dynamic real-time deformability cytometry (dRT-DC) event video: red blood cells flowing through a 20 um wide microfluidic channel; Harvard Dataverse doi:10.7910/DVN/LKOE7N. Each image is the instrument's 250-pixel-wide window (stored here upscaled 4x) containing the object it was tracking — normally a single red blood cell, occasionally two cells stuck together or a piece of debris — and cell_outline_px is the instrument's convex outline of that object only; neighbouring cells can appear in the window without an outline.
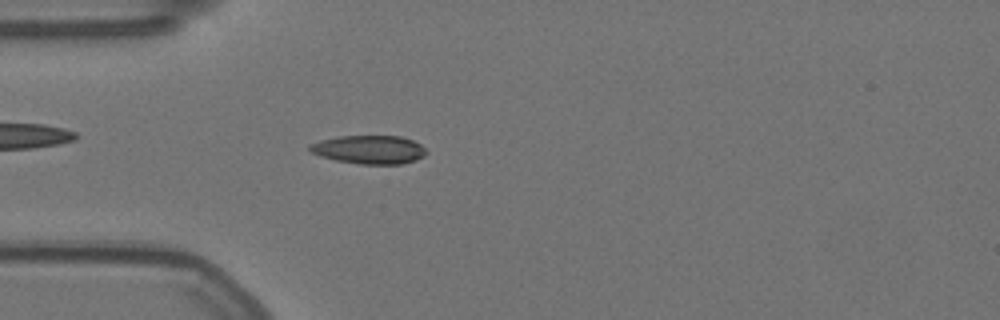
{"species": "Egyptian fruit bat (a non-hibernating species)", "species_latin": "Rousettus aegyptiacus", "temperature_condition": "warm", "stored_images_in_passage": 54, "camera_frame_rate_fps": 3000, "um_per_image_px": 0.085, "animal": {"sex": "female"}, "frame": {"image": 1, "passage_image": 13, "time_ms": 4.0, "image_size_px": [1000, 320], "cell_outline_px": [[428, 152], [424, 156], [416, 160], [400, 164], [360, 164], [336, 160], [320, 156], [312, 152], [308, 148], [308, 144], [320, 140], [340, 136], [400, 136], [412, 140], [420, 144]], "centroid_in_image_um": [31.38, 12.71], "position_along_channel_um": 53.6, "area_um2": 19.36}}
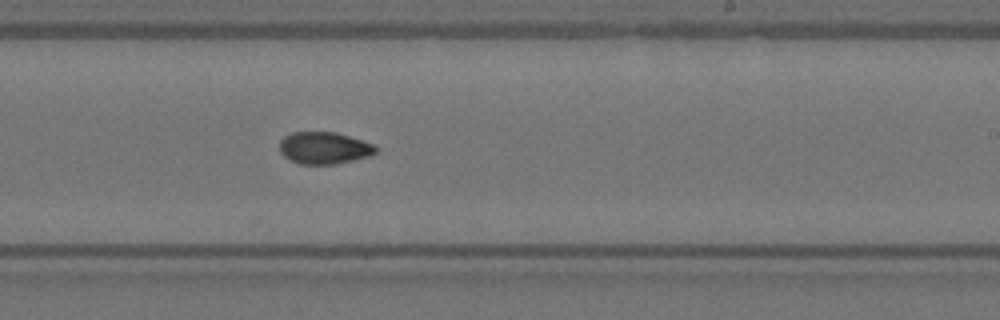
{"frame": {"image": 2, "passage_image": 31, "time_ms": 10.0, "image_size_px": [1000, 320], "cell_outline_px": [[376, 152], [372, 156], [336, 164], [300, 164], [288, 160], [280, 152], [280, 140], [284, 136], [292, 132], [336, 132], [376, 144]], "centroid_in_image_um": [27.57, 12.58], "position_along_channel_um": 261.4, "area_um2": 18.21}}
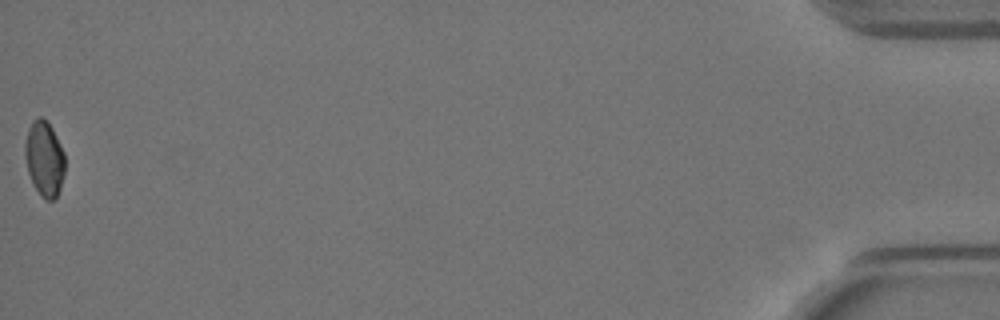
{"frame": {"image": 3, "passage_image": 54, "time_ms": 17.667, "image_size_px": [1000, 320], "cell_outline_px": [[64, 172], [60, 188], [56, 200], [44, 200], [36, 188], [28, 172], [24, 152], [24, 144], [28, 128], [32, 120], [36, 116], [40, 116], [52, 128], [64, 152]], "centroid_in_image_um": [3.76, 13.48], "position_along_channel_um": 431.4, "area_um2": 17.46}, "authors_computed_cell_mechanics": {"area_um2": 18.0625, "velocity_mm_per_s": 3.5509, "shape_relaxation_time_tau1_ms": 4.5374, "shape_relaxation_time_tau2_ms": 5.0662, "deformation_change_tau1": 0.1407, "deformation_change_tau2": 0.0804}}